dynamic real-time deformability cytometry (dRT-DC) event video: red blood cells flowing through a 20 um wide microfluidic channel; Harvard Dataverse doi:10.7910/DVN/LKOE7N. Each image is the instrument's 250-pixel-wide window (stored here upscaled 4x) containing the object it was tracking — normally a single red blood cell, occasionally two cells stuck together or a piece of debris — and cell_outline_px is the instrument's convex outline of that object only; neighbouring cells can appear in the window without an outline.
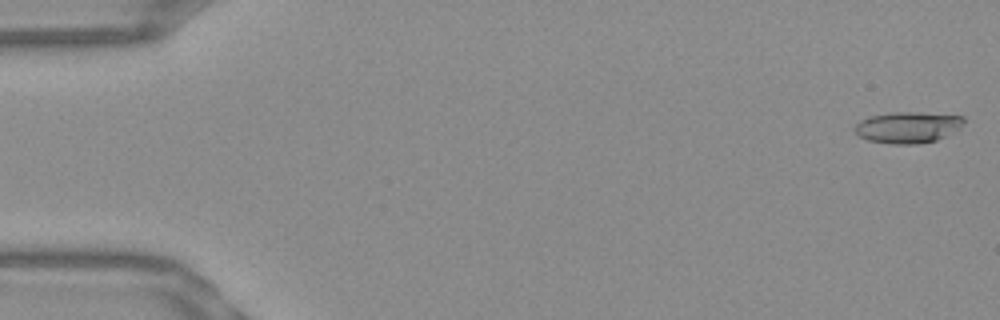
{"species": "Egyptian fruit bat (a non-hibernating species)", "species_latin": "Rousettus aegyptiacus", "temperature_condition": "warm", "stored_images_in_passage": 53, "camera_frame_rate_fps": 3000, "um_per_image_px": 0.085, "frame": {"image": 1, "passage_image": 1, "time_ms": 0.0, "image_size_px": [1000, 320], "cell_outline_px": [[964, 120], [960, 128], [936, 140], [916, 144], [892, 144], [868, 140], [860, 136], [856, 132], [856, 124], [860, 120], [868, 116], [888, 112], [920, 112], [964, 116]], "centroid_in_image_um": [77.15, 10.81], "position_along_channel_um": 7.8, "area_um2": 19.83}}
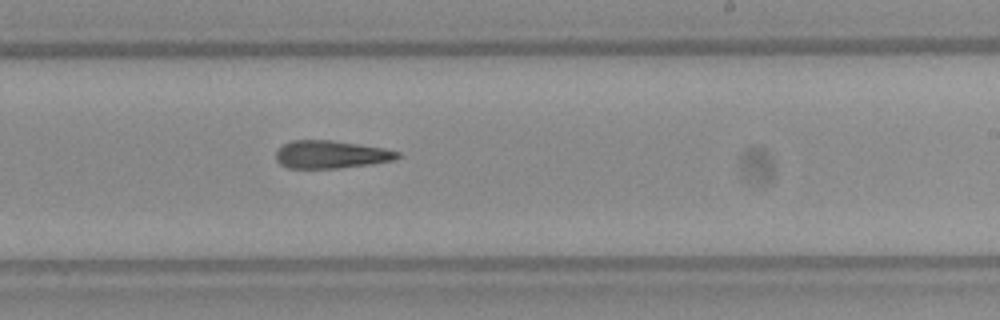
{"frame": {"image": 2, "passage_image": 32, "time_ms": 10.333, "image_size_px": [1000, 320], "cell_outline_px": [[400, 156], [392, 160], [372, 164], [336, 168], [288, 168], [280, 164], [276, 160], [276, 152], [284, 144], [292, 140], [332, 140], [384, 148], [400, 152]], "centroid_in_image_um": [28.12, 13.13], "position_along_channel_um": 260.9, "area_um2": 19.59}}
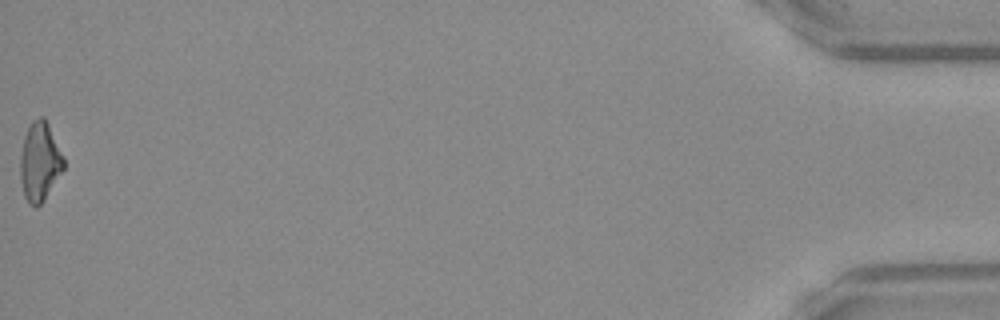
{"frame": {"image": 3, "passage_image": 53, "time_ms": 17.333, "image_size_px": [1000, 320], "cell_outline_px": [[64, 168], [44, 200], [36, 208], [28, 204], [24, 196], [20, 180], [20, 156], [24, 136], [32, 120], [40, 116], [44, 116], [64, 156]], "centroid_in_image_um": [3.37, 13.75], "position_along_channel_um": 431.8, "area_um2": 20.06}}